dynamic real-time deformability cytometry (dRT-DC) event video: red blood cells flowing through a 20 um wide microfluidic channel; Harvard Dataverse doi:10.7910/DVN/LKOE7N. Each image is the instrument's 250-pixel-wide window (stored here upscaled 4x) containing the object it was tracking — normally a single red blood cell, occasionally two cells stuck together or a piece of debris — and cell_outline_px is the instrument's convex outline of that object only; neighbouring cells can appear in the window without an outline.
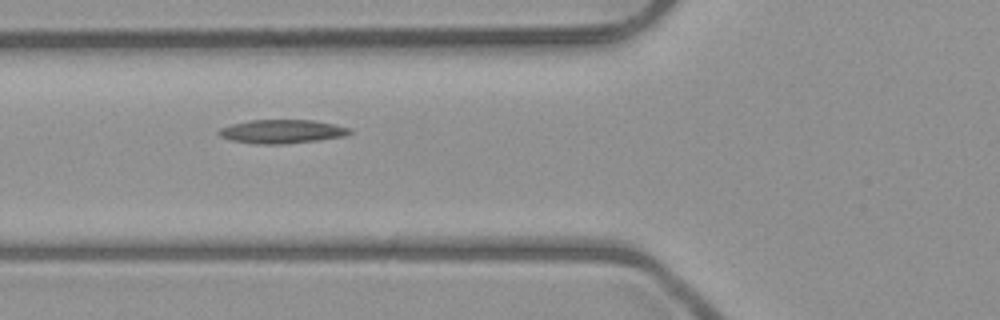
{"species": "common noctule bat (a hibernating species)", "species_latin": "Nyctalus noctula", "temperature_condition": "room temperature", "stored_images_in_passage": 8, "camera_frame_rate_fps": 3000, "um_per_image_px": 0.085, "animal": {"sex": "male", "body_mass_g": 23.1, "forearm_length_mm": 52.7}, "frame": {"image": 1, "passage_image": 6, "time_ms": 5.667, "image_size_px": [1000, 320], "cell_outline_px": [[352, 132], [344, 136], [320, 140], [284, 144], [256, 144], [232, 140], [220, 136], [216, 132], [220, 128], [232, 124], [248, 120], [312, 120], [336, 124], [352, 128]], "centroid_in_image_um": [23.99, 11.17], "position_along_channel_um": 101.8, "area_um2": 18.21}}
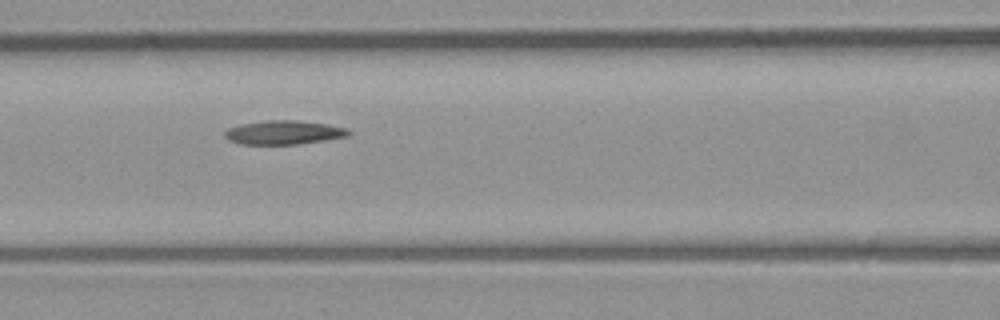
{"frame": {"image": 2, "passage_image": 7, "time_ms": 6.667, "image_size_px": [1000, 320], "cell_outline_px": [[352, 132], [348, 136], [324, 140], [296, 144], [240, 144], [228, 140], [224, 136], [224, 132], [228, 128], [240, 124], [264, 120], [300, 120], [328, 124], [348, 128]], "centroid_in_image_um": [24.12, 11.25], "position_along_channel_um": 142.5, "area_um2": 17.4}}
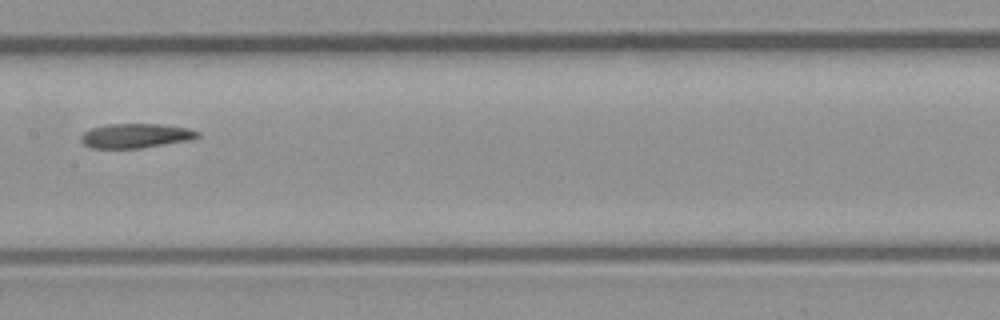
{"frame": {"image": 3, "passage_image": 8, "time_ms": 8.0, "image_size_px": [1000, 320], "cell_outline_px": [[200, 136], [192, 140], [140, 148], [92, 148], [84, 144], [80, 140], [80, 136], [84, 132], [92, 128], [108, 124], [160, 124], [188, 128], [200, 132]], "centroid_in_image_um": [11.55, 11.54], "position_along_channel_um": 195.8, "area_um2": 16.65}}